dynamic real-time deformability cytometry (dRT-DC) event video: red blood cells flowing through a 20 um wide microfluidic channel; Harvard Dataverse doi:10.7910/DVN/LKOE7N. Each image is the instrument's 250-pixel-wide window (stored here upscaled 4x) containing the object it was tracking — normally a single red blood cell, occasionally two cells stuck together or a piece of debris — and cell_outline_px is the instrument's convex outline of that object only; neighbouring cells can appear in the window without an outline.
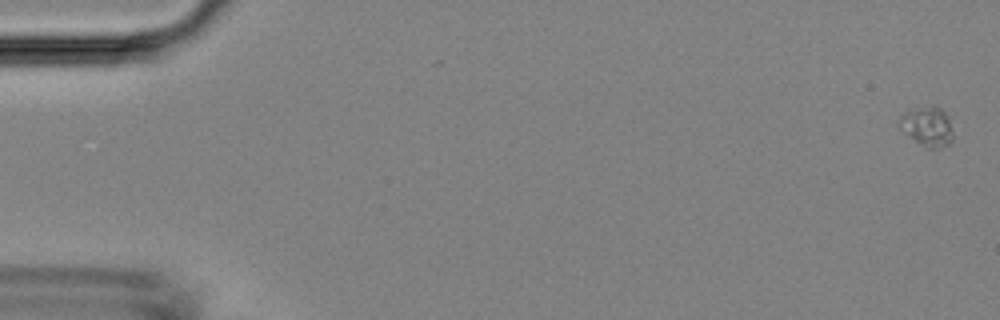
{"species": "Egyptian fruit bat (a non-hibernating species)", "species_latin": "Rousettus aegyptiacus", "temperature_condition": "room temperature", "stored_images_in_passage": 7, "camera_frame_rate_fps": 3000, "um_per_image_px": 0.085, "animal": {"sex": "female"}, "frame": {"image": 1, "passage_image": 1, "time_ms": 0.0, "image_size_px": [1000, 320], "cell_outline_px": [[952, 140], [948, 144], [940, 148], [928, 148], [916, 140], [900, 128], [896, 124], [900, 116], [908, 108], [936, 104], [948, 116], [952, 132]], "centroid_in_image_um": [78.79, 10.68], "position_along_channel_um": 6.2, "area_um2": 12.48}}
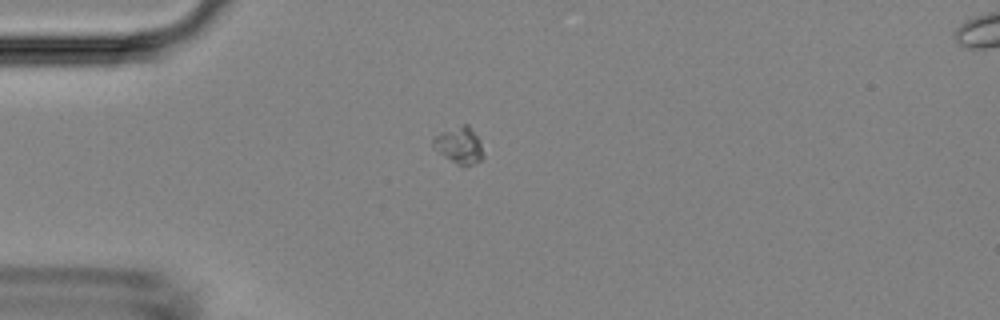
{"frame": {"image": 2, "passage_image": 4, "time_ms": 4.333, "image_size_px": [1000, 320], "cell_outline_px": [[484, 156], [480, 160], [464, 168], [456, 164], [432, 148], [432, 140], [440, 132], [464, 124], [468, 124], [476, 136], [480, 144]], "centroid_in_image_um": [39.01, 12.38], "position_along_channel_um": 46.0, "area_um2": 10.64}}